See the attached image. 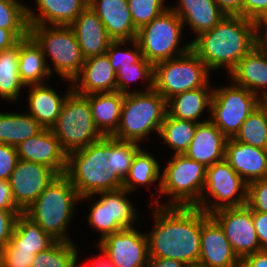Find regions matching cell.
<instances>
[{
  "label": "cell",
  "mask_w": 267,
  "mask_h": 267,
  "mask_svg": "<svg viewBox=\"0 0 267 267\" xmlns=\"http://www.w3.org/2000/svg\"><path fill=\"white\" fill-rule=\"evenodd\" d=\"M153 229L145 233L150 258H169L187 266L200 256L202 210L197 207L152 205Z\"/></svg>",
  "instance_id": "1"
},
{
  "label": "cell",
  "mask_w": 267,
  "mask_h": 267,
  "mask_svg": "<svg viewBox=\"0 0 267 267\" xmlns=\"http://www.w3.org/2000/svg\"><path fill=\"white\" fill-rule=\"evenodd\" d=\"M256 44V21L225 15L211 30L194 37L191 50L210 72L226 69L227 75Z\"/></svg>",
  "instance_id": "2"
},
{
  "label": "cell",
  "mask_w": 267,
  "mask_h": 267,
  "mask_svg": "<svg viewBox=\"0 0 267 267\" xmlns=\"http://www.w3.org/2000/svg\"><path fill=\"white\" fill-rule=\"evenodd\" d=\"M80 196L65 174L58 175L24 214L57 241L74 242L67 234Z\"/></svg>",
  "instance_id": "3"
},
{
  "label": "cell",
  "mask_w": 267,
  "mask_h": 267,
  "mask_svg": "<svg viewBox=\"0 0 267 267\" xmlns=\"http://www.w3.org/2000/svg\"><path fill=\"white\" fill-rule=\"evenodd\" d=\"M166 114L167 100L154 89L125 94L120 122L111 137L139 144L152 132L158 137Z\"/></svg>",
  "instance_id": "4"
},
{
  "label": "cell",
  "mask_w": 267,
  "mask_h": 267,
  "mask_svg": "<svg viewBox=\"0 0 267 267\" xmlns=\"http://www.w3.org/2000/svg\"><path fill=\"white\" fill-rule=\"evenodd\" d=\"M64 174L80 197L123 188V182L106 169V137L68 153Z\"/></svg>",
  "instance_id": "5"
},
{
  "label": "cell",
  "mask_w": 267,
  "mask_h": 267,
  "mask_svg": "<svg viewBox=\"0 0 267 267\" xmlns=\"http://www.w3.org/2000/svg\"><path fill=\"white\" fill-rule=\"evenodd\" d=\"M161 172L160 196L166 195L168 200L153 199L152 204L158 206L195 207L201 199L206 169L203 164L186 157L174 154Z\"/></svg>",
  "instance_id": "6"
},
{
  "label": "cell",
  "mask_w": 267,
  "mask_h": 267,
  "mask_svg": "<svg viewBox=\"0 0 267 267\" xmlns=\"http://www.w3.org/2000/svg\"><path fill=\"white\" fill-rule=\"evenodd\" d=\"M29 35L41 47L46 62L51 59L52 65L48 66L51 75L55 72L60 79L72 82L85 61L73 29L70 26L33 25Z\"/></svg>",
  "instance_id": "7"
},
{
  "label": "cell",
  "mask_w": 267,
  "mask_h": 267,
  "mask_svg": "<svg viewBox=\"0 0 267 267\" xmlns=\"http://www.w3.org/2000/svg\"><path fill=\"white\" fill-rule=\"evenodd\" d=\"M184 25L180 17L170 8L141 27L136 41L143 57L153 65L185 54L191 49V41L180 46Z\"/></svg>",
  "instance_id": "8"
},
{
  "label": "cell",
  "mask_w": 267,
  "mask_h": 267,
  "mask_svg": "<svg viewBox=\"0 0 267 267\" xmlns=\"http://www.w3.org/2000/svg\"><path fill=\"white\" fill-rule=\"evenodd\" d=\"M51 131L67 154L104 137L95 126L88 99L74 91L67 96Z\"/></svg>",
  "instance_id": "9"
},
{
  "label": "cell",
  "mask_w": 267,
  "mask_h": 267,
  "mask_svg": "<svg viewBox=\"0 0 267 267\" xmlns=\"http://www.w3.org/2000/svg\"><path fill=\"white\" fill-rule=\"evenodd\" d=\"M210 73L205 63L190 49L154 65L153 89L168 100L176 94L204 87L210 82Z\"/></svg>",
  "instance_id": "10"
},
{
  "label": "cell",
  "mask_w": 267,
  "mask_h": 267,
  "mask_svg": "<svg viewBox=\"0 0 267 267\" xmlns=\"http://www.w3.org/2000/svg\"><path fill=\"white\" fill-rule=\"evenodd\" d=\"M261 105L262 97L232 82L213 88L210 120L227 138H233L247 117Z\"/></svg>",
  "instance_id": "11"
},
{
  "label": "cell",
  "mask_w": 267,
  "mask_h": 267,
  "mask_svg": "<svg viewBox=\"0 0 267 267\" xmlns=\"http://www.w3.org/2000/svg\"><path fill=\"white\" fill-rule=\"evenodd\" d=\"M129 191L121 188L114 191L99 192L94 195L83 196L80 198V203L83 200L89 198L93 200V197H100L93 200L91 210L87 214V222L99 232L101 241L107 235L121 231L123 229H129L135 227L136 222L139 220V212L136 211V207L133 202L128 199Z\"/></svg>",
  "instance_id": "12"
},
{
  "label": "cell",
  "mask_w": 267,
  "mask_h": 267,
  "mask_svg": "<svg viewBox=\"0 0 267 267\" xmlns=\"http://www.w3.org/2000/svg\"><path fill=\"white\" fill-rule=\"evenodd\" d=\"M247 191L248 184L224 159L207 167L201 199L195 207L211 214L226 207L244 206Z\"/></svg>",
  "instance_id": "13"
},
{
  "label": "cell",
  "mask_w": 267,
  "mask_h": 267,
  "mask_svg": "<svg viewBox=\"0 0 267 267\" xmlns=\"http://www.w3.org/2000/svg\"><path fill=\"white\" fill-rule=\"evenodd\" d=\"M210 216L223 229L226 238L240 260L261 250L253 222V211L247 206L218 209Z\"/></svg>",
  "instance_id": "14"
},
{
  "label": "cell",
  "mask_w": 267,
  "mask_h": 267,
  "mask_svg": "<svg viewBox=\"0 0 267 267\" xmlns=\"http://www.w3.org/2000/svg\"><path fill=\"white\" fill-rule=\"evenodd\" d=\"M97 245L113 267H145L149 259L147 236L136 227L107 235Z\"/></svg>",
  "instance_id": "15"
},
{
  "label": "cell",
  "mask_w": 267,
  "mask_h": 267,
  "mask_svg": "<svg viewBox=\"0 0 267 267\" xmlns=\"http://www.w3.org/2000/svg\"><path fill=\"white\" fill-rule=\"evenodd\" d=\"M57 176L52 168L18 159L8 180L16 205L25 212Z\"/></svg>",
  "instance_id": "16"
},
{
  "label": "cell",
  "mask_w": 267,
  "mask_h": 267,
  "mask_svg": "<svg viewBox=\"0 0 267 267\" xmlns=\"http://www.w3.org/2000/svg\"><path fill=\"white\" fill-rule=\"evenodd\" d=\"M240 259L233 251L220 225L202 210V231L198 264L204 267H238Z\"/></svg>",
  "instance_id": "17"
},
{
  "label": "cell",
  "mask_w": 267,
  "mask_h": 267,
  "mask_svg": "<svg viewBox=\"0 0 267 267\" xmlns=\"http://www.w3.org/2000/svg\"><path fill=\"white\" fill-rule=\"evenodd\" d=\"M16 149L20 160L52 168L58 175L65 173L67 153L51 129L44 128L39 134L21 142Z\"/></svg>",
  "instance_id": "18"
},
{
  "label": "cell",
  "mask_w": 267,
  "mask_h": 267,
  "mask_svg": "<svg viewBox=\"0 0 267 267\" xmlns=\"http://www.w3.org/2000/svg\"><path fill=\"white\" fill-rule=\"evenodd\" d=\"M72 89L80 95L117 91L116 71L106 54L85 59Z\"/></svg>",
  "instance_id": "19"
},
{
  "label": "cell",
  "mask_w": 267,
  "mask_h": 267,
  "mask_svg": "<svg viewBox=\"0 0 267 267\" xmlns=\"http://www.w3.org/2000/svg\"><path fill=\"white\" fill-rule=\"evenodd\" d=\"M88 6L98 15L113 40L130 41L137 37L128 0H88Z\"/></svg>",
  "instance_id": "20"
},
{
  "label": "cell",
  "mask_w": 267,
  "mask_h": 267,
  "mask_svg": "<svg viewBox=\"0 0 267 267\" xmlns=\"http://www.w3.org/2000/svg\"><path fill=\"white\" fill-rule=\"evenodd\" d=\"M224 159L247 184L267 178V150L228 138Z\"/></svg>",
  "instance_id": "21"
},
{
  "label": "cell",
  "mask_w": 267,
  "mask_h": 267,
  "mask_svg": "<svg viewBox=\"0 0 267 267\" xmlns=\"http://www.w3.org/2000/svg\"><path fill=\"white\" fill-rule=\"evenodd\" d=\"M84 59L103 55L113 41L98 15L87 6L70 25Z\"/></svg>",
  "instance_id": "22"
},
{
  "label": "cell",
  "mask_w": 267,
  "mask_h": 267,
  "mask_svg": "<svg viewBox=\"0 0 267 267\" xmlns=\"http://www.w3.org/2000/svg\"><path fill=\"white\" fill-rule=\"evenodd\" d=\"M227 139L211 120L198 123L193 140L184 155L209 167L224 160Z\"/></svg>",
  "instance_id": "23"
},
{
  "label": "cell",
  "mask_w": 267,
  "mask_h": 267,
  "mask_svg": "<svg viewBox=\"0 0 267 267\" xmlns=\"http://www.w3.org/2000/svg\"><path fill=\"white\" fill-rule=\"evenodd\" d=\"M228 77L234 84L258 94L263 99L267 95V54L255 45L237 63Z\"/></svg>",
  "instance_id": "24"
},
{
  "label": "cell",
  "mask_w": 267,
  "mask_h": 267,
  "mask_svg": "<svg viewBox=\"0 0 267 267\" xmlns=\"http://www.w3.org/2000/svg\"><path fill=\"white\" fill-rule=\"evenodd\" d=\"M47 82L44 84L26 86L28 91V111L43 128L51 129L56 123L67 96L73 91L72 83L64 95H59ZM29 87V88H28Z\"/></svg>",
  "instance_id": "25"
},
{
  "label": "cell",
  "mask_w": 267,
  "mask_h": 267,
  "mask_svg": "<svg viewBox=\"0 0 267 267\" xmlns=\"http://www.w3.org/2000/svg\"><path fill=\"white\" fill-rule=\"evenodd\" d=\"M39 13L27 5L29 26H70L88 6V0H35Z\"/></svg>",
  "instance_id": "26"
},
{
  "label": "cell",
  "mask_w": 267,
  "mask_h": 267,
  "mask_svg": "<svg viewBox=\"0 0 267 267\" xmlns=\"http://www.w3.org/2000/svg\"><path fill=\"white\" fill-rule=\"evenodd\" d=\"M178 1L179 4L175 7L171 5L170 8L180 17L184 27L188 25L192 33H196V37L211 30L226 15L215 0Z\"/></svg>",
  "instance_id": "27"
},
{
  "label": "cell",
  "mask_w": 267,
  "mask_h": 267,
  "mask_svg": "<svg viewBox=\"0 0 267 267\" xmlns=\"http://www.w3.org/2000/svg\"><path fill=\"white\" fill-rule=\"evenodd\" d=\"M210 86L208 82L204 87L188 90L169 98L167 100V114L173 118L196 123L210 120L209 117L203 121L200 119L205 110L210 113L213 96V87Z\"/></svg>",
  "instance_id": "28"
},
{
  "label": "cell",
  "mask_w": 267,
  "mask_h": 267,
  "mask_svg": "<svg viewBox=\"0 0 267 267\" xmlns=\"http://www.w3.org/2000/svg\"><path fill=\"white\" fill-rule=\"evenodd\" d=\"M119 91L84 95L91 106L95 126L104 136H112L118 128L124 100Z\"/></svg>",
  "instance_id": "29"
},
{
  "label": "cell",
  "mask_w": 267,
  "mask_h": 267,
  "mask_svg": "<svg viewBox=\"0 0 267 267\" xmlns=\"http://www.w3.org/2000/svg\"><path fill=\"white\" fill-rule=\"evenodd\" d=\"M48 66L41 47L30 35L19 41V77L25 87L48 81Z\"/></svg>",
  "instance_id": "30"
},
{
  "label": "cell",
  "mask_w": 267,
  "mask_h": 267,
  "mask_svg": "<svg viewBox=\"0 0 267 267\" xmlns=\"http://www.w3.org/2000/svg\"><path fill=\"white\" fill-rule=\"evenodd\" d=\"M44 128L27 112H0V143L17 147Z\"/></svg>",
  "instance_id": "31"
},
{
  "label": "cell",
  "mask_w": 267,
  "mask_h": 267,
  "mask_svg": "<svg viewBox=\"0 0 267 267\" xmlns=\"http://www.w3.org/2000/svg\"><path fill=\"white\" fill-rule=\"evenodd\" d=\"M161 171L159 162L155 157L141 148L134 156L129 172L123 180V188L132 193L139 185H146L148 188L158 181L159 185L156 187L157 192L160 193Z\"/></svg>",
  "instance_id": "32"
},
{
  "label": "cell",
  "mask_w": 267,
  "mask_h": 267,
  "mask_svg": "<svg viewBox=\"0 0 267 267\" xmlns=\"http://www.w3.org/2000/svg\"><path fill=\"white\" fill-rule=\"evenodd\" d=\"M18 63L19 42L0 52V98L9 102H17L25 90L19 77Z\"/></svg>",
  "instance_id": "33"
},
{
  "label": "cell",
  "mask_w": 267,
  "mask_h": 267,
  "mask_svg": "<svg viewBox=\"0 0 267 267\" xmlns=\"http://www.w3.org/2000/svg\"><path fill=\"white\" fill-rule=\"evenodd\" d=\"M9 242L15 248L33 249L35 254H38L49 249L57 240L22 213L17 217L16 225Z\"/></svg>",
  "instance_id": "34"
},
{
  "label": "cell",
  "mask_w": 267,
  "mask_h": 267,
  "mask_svg": "<svg viewBox=\"0 0 267 267\" xmlns=\"http://www.w3.org/2000/svg\"><path fill=\"white\" fill-rule=\"evenodd\" d=\"M198 123L177 119L166 114L158 137L174 154H184L195 135Z\"/></svg>",
  "instance_id": "35"
},
{
  "label": "cell",
  "mask_w": 267,
  "mask_h": 267,
  "mask_svg": "<svg viewBox=\"0 0 267 267\" xmlns=\"http://www.w3.org/2000/svg\"><path fill=\"white\" fill-rule=\"evenodd\" d=\"M142 147L132 141H121L106 137V169L115 174L122 182L127 176L136 153Z\"/></svg>",
  "instance_id": "36"
},
{
  "label": "cell",
  "mask_w": 267,
  "mask_h": 267,
  "mask_svg": "<svg viewBox=\"0 0 267 267\" xmlns=\"http://www.w3.org/2000/svg\"><path fill=\"white\" fill-rule=\"evenodd\" d=\"M233 139L267 150V108L263 104L247 117Z\"/></svg>",
  "instance_id": "37"
},
{
  "label": "cell",
  "mask_w": 267,
  "mask_h": 267,
  "mask_svg": "<svg viewBox=\"0 0 267 267\" xmlns=\"http://www.w3.org/2000/svg\"><path fill=\"white\" fill-rule=\"evenodd\" d=\"M79 250L74 242L57 241L34 256L31 267H78Z\"/></svg>",
  "instance_id": "38"
},
{
  "label": "cell",
  "mask_w": 267,
  "mask_h": 267,
  "mask_svg": "<svg viewBox=\"0 0 267 267\" xmlns=\"http://www.w3.org/2000/svg\"><path fill=\"white\" fill-rule=\"evenodd\" d=\"M27 3L18 0H0V28L10 30L19 40L29 36Z\"/></svg>",
  "instance_id": "39"
},
{
  "label": "cell",
  "mask_w": 267,
  "mask_h": 267,
  "mask_svg": "<svg viewBox=\"0 0 267 267\" xmlns=\"http://www.w3.org/2000/svg\"><path fill=\"white\" fill-rule=\"evenodd\" d=\"M117 77V91L128 94L132 92H145L153 89L154 65L148 62L144 57L137 63L129 64L120 67L116 72ZM147 83L144 90H129V85L137 80Z\"/></svg>",
  "instance_id": "40"
},
{
  "label": "cell",
  "mask_w": 267,
  "mask_h": 267,
  "mask_svg": "<svg viewBox=\"0 0 267 267\" xmlns=\"http://www.w3.org/2000/svg\"><path fill=\"white\" fill-rule=\"evenodd\" d=\"M127 44H131L133 48H130V46L128 48ZM122 45L124 47L127 45L125 50H121ZM105 54L108 56L110 64L116 72L120 67L137 63L143 58V53L136 39L130 41H112Z\"/></svg>",
  "instance_id": "41"
},
{
  "label": "cell",
  "mask_w": 267,
  "mask_h": 267,
  "mask_svg": "<svg viewBox=\"0 0 267 267\" xmlns=\"http://www.w3.org/2000/svg\"><path fill=\"white\" fill-rule=\"evenodd\" d=\"M134 26L137 30L149 24L167 8L166 0H128ZM168 6V7H167Z\"/></svg>",
  "instance_id": "42"
},
{
  "label": "cell",
  "mask_w": 267,
  "mask_h": 267,
  "mask_svg": "<svg viewBox=\"0 0 267 267\" xmlns=\"http://www.w3.org/2000/svg\"><path fill=\"white\" fill-rule=\"evenodd\" d=\"M246 205L252 211L267 213V178L248 183Z\"/></svg>",
  "instance_id": "43"
},
{
  "label": "cell",
  "mask_w": 267,
  "mask_h": 267,
  "mask_svg": "<svg viewBox=\"0 0 267 267\" xmlns=\"http://www.w3.org/2000/svg\"><path fill=\"white\" fill-rule=\"evenodd\" d=\"M2 250L4 267H31L36 255L33 249L15 248L10 242Z\"/></svg>",
  "instance_id": "44"
},
{
  "label": "cell",
  "mask_w": 267,
  "mask_h": 267,
  "mask_svg": "<svg viewBox=\"0 0 267 267\" xmlns=\"http://www.w3.org/2000/svg\"><path fill=\"white\" fill-rule=\"evenodd\" d=\"M17 161L16 147L0 143V180H9Z\"/></svg>",
  "instance_id": "45"
},
{
  "label": "cell",
  "mask_w": 267,
  "mask_h": 267,
  "mask_svg": "<svg viewBox=\"0 0 267 267\" xmlns=\"http://www.w3.org/2000/svg\"><path fill=\"white\" fill-rule=\"evenodd\" d=\"M22 210H6L0 207V247H4L12 237L17 217Z\"/></svg>",
  "instance_id": "46"
},
{
  "label": "cell",
  "mask_w": 267,
  "mask_h": 267,
  "mask_svg": "<svg viewBox=\"0 0 267 267\" xmlns=\"http://www.w3.org/2000/svg\"><path fill=\"white\" fill-rule=\"evenodd\" d=\"M267 12V0H242V17L258 21Z\"/></svg>",
  "instance_id": "47"
},
{
  "label": "cell",
  "mask_w": 267,
  "mask_h": 267,
  "mask_svg": "<svg viewBox=\"0 0 267 267\" xmlns=\"http://www.w3.org/2000/svg\"><path fill=\"white\" fill-rule=\"evenodd\" d=\"M253 222L261 250H267V213L253 211Z\"/></svg>",
  "instance_id": "48"
},
{
  "label": "cell",
  "mask_w": 267,
  "mask_h": 267,
  "mask_svg": "<svg viewBox=\"0 0 267 267\" xmlns=\"http://www.w3.org/2000/svg\"><path fill=\"white\" fill-rule=\"evenodd\" d=\"M0 207L6 210H21L14 201L8 180H0Z\"/></svg>",
  "instance_id": "49"
},
{
  "label": "cell",
  "mask_w": 267,
  "mask_h": 267,
  "mask_svg": "<svg viewBox=\"0 0 267 267\" xmlns=\"http://www.w3.org/2000/svg\"><path fill=\"white\" fill-rule=\"evenodd\" d=\"M247 267H267V250H260L241 260Z\"/></svg>",
  "instance_id": "50"
},
{
  "label": "cell",
  "mask_w": 267,
  "mask_h": 267,
  "mask_svg": "<svg viewBox=\"0 0 267 267\" xmlns=\"http://www.w3.org/2000/svg\"><path fill=\"white\" fill-rule=\"evenodd\" d=\"M226 15L242 16V0H215Z\"/></svg>",
  "instance_id": "51"
},
{
  "label": "cell",
  "mask_w": 267,
  "mask_h": 267,
  "mask_svg": "<svg viewBox=\"0 0 267 267\" xmlns=\"http://www.w3.org/2000/svg\"><path fill=\"white\" fill-rule=\"evenodd\" d=\"M145 267H187V265L175 259L149 257Z\"/></svg>",
  "instance_id": "52"
},
{
  "label": "cell",
  "mask_w": 267,
  "mask_h": 267,
  "mask_svg": "<svg viewBox=\"0 0 267 267\" xmlns=\"http://www.w3.org/2000/svg\"><path fill=\"white\" fill-rule=\"evenodd\" d=\"M19 41L20 40L10 30L0 28V52L11 48Z\"/></svg>",
  "instance_id": "53"
},
{
  "label": "cell",
  "mask_w": 267,
  "mask_h": 267,
  "mask_svg": "<svg viewBox=\"0 0 267 267\" xmlns=\"http://www.w3.org/2000/svg\"><path fill=\"white\" fill-rule=\"evenodd\" d=\"M97 248L99 249L101 253L100 256H95L91 261L89 260V263L91 264H88L87 266L88 267H113L111 262L109 261L108 255L99 246H97Z\"/></svg>",
  "instance_id": "54"
},
{
  "label": "cell",
  "mask_w": 267,
  "mask_h": 267,
  "mask_svg": "<svg viewBox=\"0 0 267 267\" xmlns=\"http://www.w3.org/2000/svg\"><path fill=\"white\" fill-rule=\"evenodd\" d=\"M256 44L267 54V26H256Z\"/></svg>",
  "instance_id": "55"
},
{
  "label": "cell",
  "mask_w": 267,
  "mask_h": 267,
  "mask_svg": "<svg viewBox=\"0 0 267 267\" xmlns=\"http://www.w3.org/2000/svg\"><path fill=\"white\" fill-rule=\"evenodd\" d=\"M256 26H267V12L256 22Z\"/></svg>",
  "instance_id": "56"
},
{
  "label": "cell",
  "mask_w": 267,
  "mask_h": 267,
  "mask_svg": "<svg viewBox=\"0 0 267 267\" xmlns=\"http://www.w3.org/2000/svg\"><path fill=\"white\" fill-rule=\"evenodd\" d=\"M0 267H4L2 247H0Z\"/></svg>",
  "instance_id": "57"
},
{
  "label": "cell",
  "mask_w": 267,
  "mask_h": 267,
  "mask_svg": "<svg viewBox=\"0 0 267 267\" xmlns=\"http://www.w3.org/2000/svg\"><path fill=\"white\" fill-rule=\"evenodd\" d=\"M262 104L267 108V95L262 99Z\"/></svg>",
  "instance_id": "58"
},
{
  "label": "cell",
  "mask_w": 267,
  "mask_h": 267,
  "mask_svg": "<svg viewBox=\"0 0 267 267\" xmlns=\"http://www.w3.org/2000/svg\"><path fill=\"white\" fill-rule=\"evenodd\" d=\"M238 267H247L242 261H240Z\"/></svg>",
  "instance_id": "59"
},
{
  "label": "cell",
  "mask_w": 267,
  "mask_h": 267,
  "mask_svg": "<svg viewBox=\"0 0 267 267\" xmlns=\"http://www.w3.org/2000/svg\"><path fill=\"white\" fill-rule=\"evenodd\" d=\"M187 267H204V266H201L199 264H196V265H190V266H187Z\"/></svg>",
  "instance_id": "60"
}]
</instances>
